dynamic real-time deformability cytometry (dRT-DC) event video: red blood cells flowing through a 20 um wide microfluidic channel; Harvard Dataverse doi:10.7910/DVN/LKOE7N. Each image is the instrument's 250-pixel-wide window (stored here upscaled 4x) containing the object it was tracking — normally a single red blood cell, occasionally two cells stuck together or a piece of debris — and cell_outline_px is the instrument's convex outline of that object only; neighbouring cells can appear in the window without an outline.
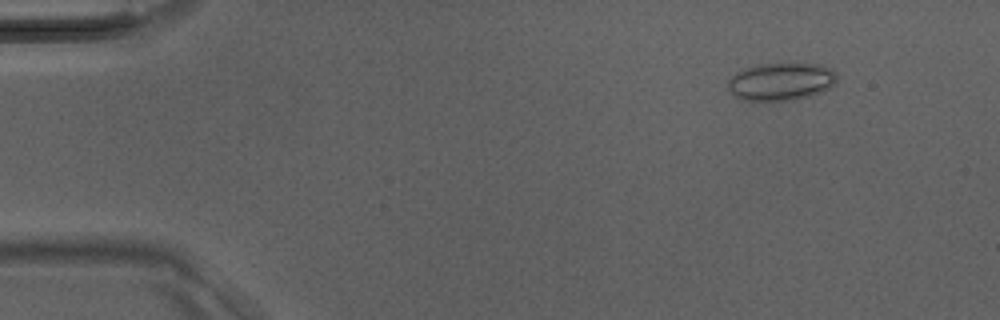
{"species": "Egyptian fruit bat (a non-hibernating species)", "species_latin": "Rousettus aegyptiacus", "temperature_condition": "room temperature", "stored_images_in_passage": 41, "camera_frame_rate_fps": 3000, "um_per_image_px": 0.085, "animal": {"sex": "male"}, "frame": {"image": 1, "passage_image": 5, "time_ms": 1.333, "image_size_px": [1000, 320], "cell_outline_px": [[836, 84], [812, 96], [788, 100], [740, 100], [732, 96], [728, 88], [728, 80], [732, 76], [756, 64], [816, 64], [832, 68], [836, 76]], "centroid_in_image_um": [66.38, 6.95], "position_along_channel_um": 18.6, "area_um2": 23.76}}
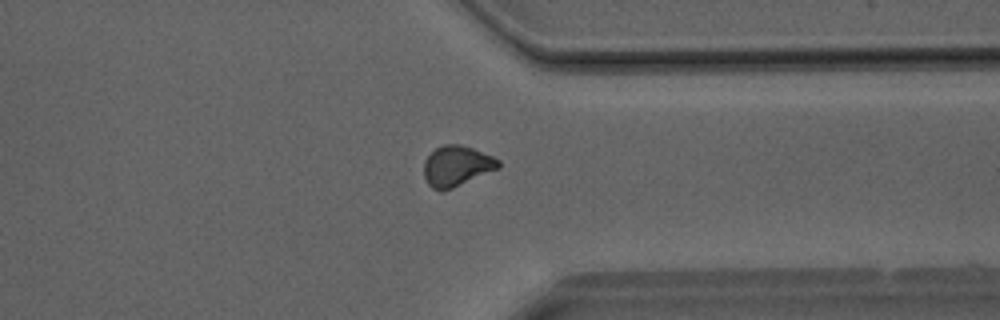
{"frame": {"image": 2, "passage_image": 32, "time_ms": 10.333, "image_size_px": [1000, 320], "cell_outline_px": [[500, 168], [452, 188], [440, 192], [432, 188], [428, 184], [424, 176], [424, 160], [436, 148], [444, 144], [460, 144], [472, 148], [492, 156], [500, 160]], "centroid_in_image_um": [38.81, 14.11], "position_along_channel_um": 372.6, "area_um2": 17.57}}
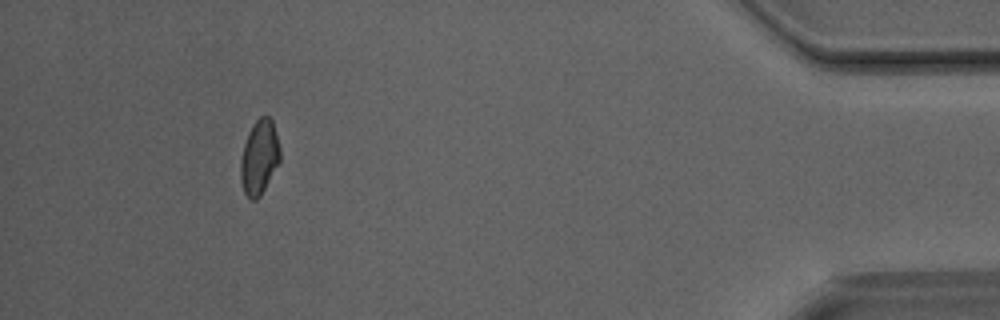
{"frame": {"image": 3, "passage_image": 38, "time_ms": 12.333, "image_size_px": [1000, 320], "cell_outline_px": [[280, 160], [260, 196], [256, 200], [252, 200], [244, 192], [240, 180], [240, 160], [244, 144], [248, 132], [252, 124], [260, 116], [268, 116], [272, 120], [280, 148]], "centroid_in_image_um": [22.02, 13.35], "position_along_channel_um": 413.2, "area_um2": 17.05}}